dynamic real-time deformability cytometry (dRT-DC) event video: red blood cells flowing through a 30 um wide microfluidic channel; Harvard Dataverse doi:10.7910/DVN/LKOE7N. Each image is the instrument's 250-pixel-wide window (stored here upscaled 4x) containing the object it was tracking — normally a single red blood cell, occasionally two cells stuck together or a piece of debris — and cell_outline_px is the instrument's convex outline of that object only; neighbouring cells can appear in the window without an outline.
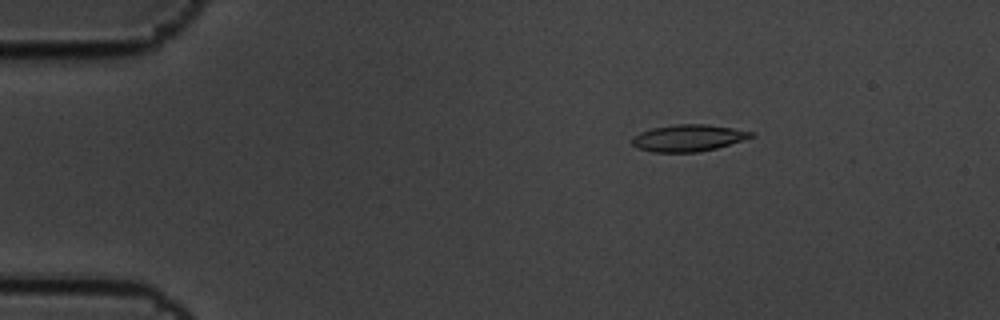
{"species": "common noctule bat (a hibernating species)", "species_latin": "Nyctalus noctula", "temperature_condition": "cold", "stored_images_in_passage": 6, "camera_frame_rate_fps": 3000, "um_per_image_px": 0.085, "animal": {"sex": "male", "body_mass_g": 19.5, "forearm_length_mm": 54.6}, "frame": {"image": 1, "passage_image": 6, "time_ms": 1.667, "image_size_px": [1000, 320], "cell_outline_px": [[756, 136], [744, 140], [716, 148], [696, 152], [652, 152], [636, 148], [632, 144], [632, 136], [640, 132], [652, 128], [676, 124], [708, 124], [756, 132]], "centroid_in_image_um": [58.51, 11.72], "position_along_channel_um": 26.5, "area_um2": 18.73}}